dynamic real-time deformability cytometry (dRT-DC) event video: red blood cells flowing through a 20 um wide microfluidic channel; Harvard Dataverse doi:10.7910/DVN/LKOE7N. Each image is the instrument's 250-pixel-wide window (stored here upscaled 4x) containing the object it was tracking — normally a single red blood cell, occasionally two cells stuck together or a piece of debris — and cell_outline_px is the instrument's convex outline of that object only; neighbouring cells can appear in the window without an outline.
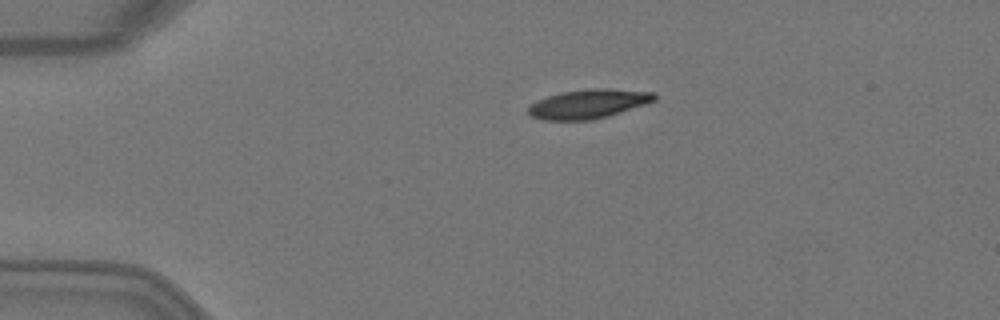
{"species": "Egyptian fruit bat (a non-hibernating species)", "species_latin": "Rousettus aegyptiacus", "temperature_condition": "warm", "stored_images_in_passage": 4, "camera_frame_rate_fps": 3000, "um_per_image_px": 0.085, "animal": {"sex": "female"}, "frame": {"image": 1, "passage_image": 3, "time_ms": 0.667, "image_size_px": [1000, 320], "cell_outline_px": [[656, 100], [608, 116], [592, 120], [540, 120], [532, 116], [528, 112], [528, 108], [536, 100], [560, 92], [592, 88], [608, 88], [656, 92]], "centroid_in_image_um": [50.01, 8.82], "position_along_channel_um": 35.0, "area_um2": 21.44}}